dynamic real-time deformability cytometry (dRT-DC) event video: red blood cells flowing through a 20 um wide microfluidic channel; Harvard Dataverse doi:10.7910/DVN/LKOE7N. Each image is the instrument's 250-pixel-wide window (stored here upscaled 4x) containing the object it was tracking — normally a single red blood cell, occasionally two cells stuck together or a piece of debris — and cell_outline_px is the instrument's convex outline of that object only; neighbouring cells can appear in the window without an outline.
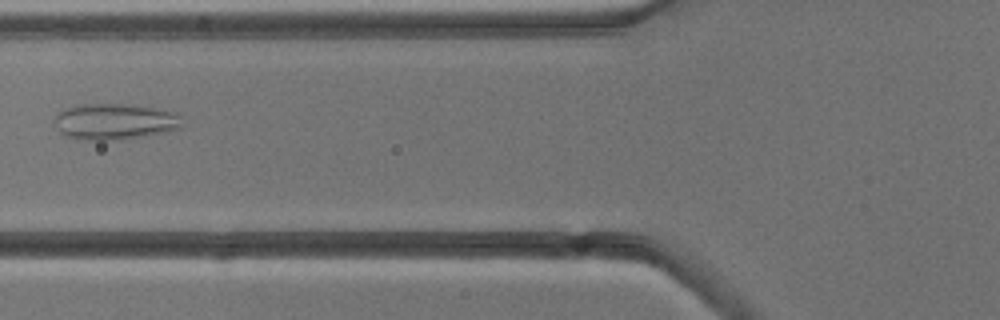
{"species": "common noctule bat (a hibernating species)", "species_latin": "Nyctalus noctula", "temperature_condition": "cold", "stored_images_in_passage": 4, "camera_frame_rate_fps": 3000, "um_per_image_px": 0.085, "animal": {"sex": "male", "body_mass_g": 13.3}, "frame": {"image": 1, "passage_image": 4, "time_ms": 3.333, "image_size_px": [1000, 320], "cell_outline_px": [[180, 128], [168, 132], [120, 140], [76, 140], [64, 136], [56, 128], [56, 116], [64, 108], [76, 104], [136, 104], [176, 112], [180, 116]], "centroid_in_image_um": [9.74, 10.34], "position_along_channel_um": 116.1, "area_um2": 27.28}}